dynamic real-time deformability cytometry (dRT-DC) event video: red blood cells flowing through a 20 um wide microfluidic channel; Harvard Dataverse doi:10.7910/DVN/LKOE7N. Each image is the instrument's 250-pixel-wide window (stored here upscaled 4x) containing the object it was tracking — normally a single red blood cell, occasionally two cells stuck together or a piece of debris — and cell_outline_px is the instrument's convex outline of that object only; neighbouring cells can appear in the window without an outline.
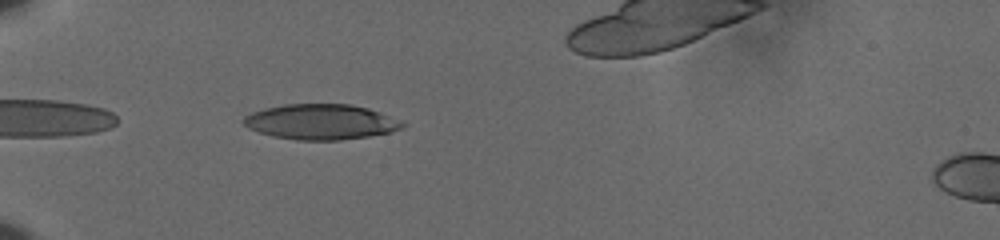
{"species": "human", "species_latin": "Homo sapiens", "temperature_condition": "cold", "stored_images_in_passage": 38, "camera_frame_rate_fps": 3000, "um_per_image_px": 0.085, "donor": {"sex": "male"}, "frame": {"image": 1, "passage_image": 2, "time_ms": 0.333, "image_size_px": [1000, 240], "cell_outline_px": [[404, 124], [400, 128], [392, 132], [368, 136], [340, 140], [296, 140], [272, 136], [248, 128], [240, 120], [244, 116], [252, 112], [264, 108], [284, 104], [352, 104], [368, 108], [380, 112], [400, 120]], "centroid_in_image_um": [27.24, 10.35], "position_along_channel_um": 57.8, "area_um2": 32.77}}
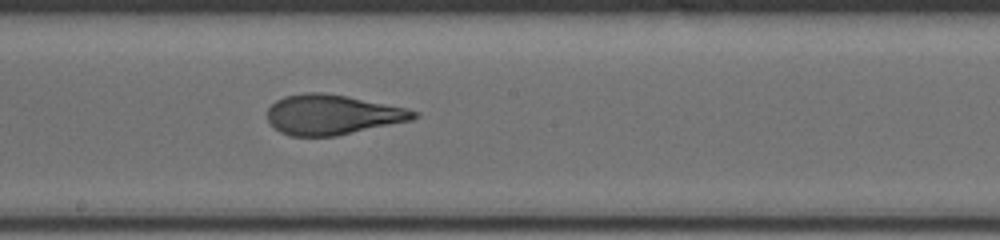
{"frame": {"image": 2, "passage_image": 17, "time_ms": 5.333, "image_size_px": [1000, 240], "cell_outline_px": [[420, 116], [412, 120], [336, 136], [292, 136], [280, 132], [268, 120], [268, 108], [276, 100], [284, 96], [304, 92], [320, 92], [348, 96], [408, 108], [420, 112]], "centroid_in_image_um": [28.29, 9.74], "position_along_channel_um": 219.9, "area_um2": 34.22}}
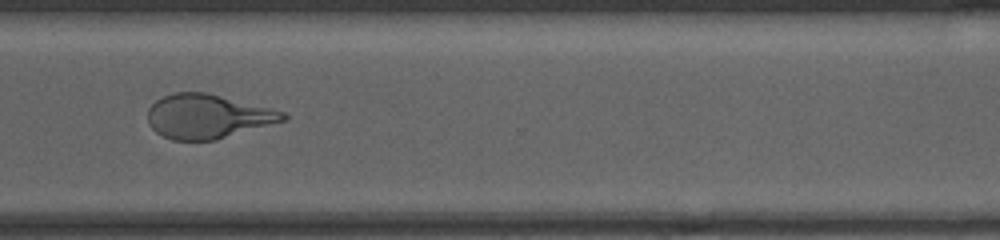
{"frame": {"image": 3, "passage_image": 28, "time_ms": 9.0, "image_size_px": [1000, 240], "cell_outline_px": [[288, 120], [216, 140], [172, 140], [156, 132], [148, 124], [148, 108], [156, 100], [172, 92], [204, 92], [284, 112], [288, 116]], "centroid_in_image_um": [17.63, 9.9], "position_along_channel_um": 353.0, "area_um2": 34.62}}